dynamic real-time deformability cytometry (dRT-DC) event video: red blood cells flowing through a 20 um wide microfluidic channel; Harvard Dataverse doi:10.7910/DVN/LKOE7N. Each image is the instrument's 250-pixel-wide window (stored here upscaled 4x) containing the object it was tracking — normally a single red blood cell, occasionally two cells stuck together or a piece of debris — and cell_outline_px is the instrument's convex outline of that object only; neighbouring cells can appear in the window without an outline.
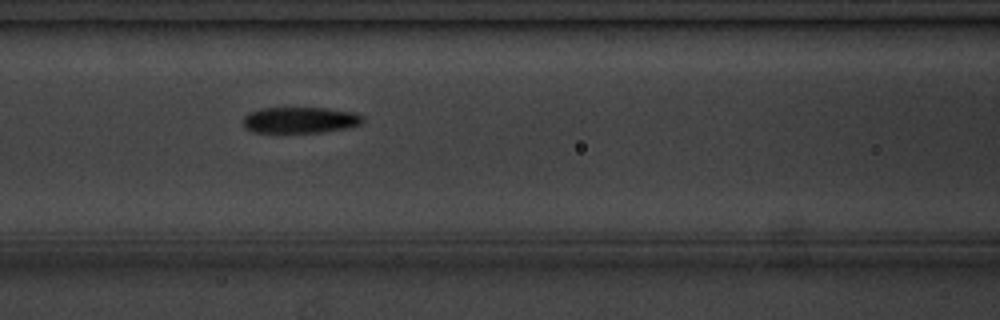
{"species": "common noctule bat (a hibernating species)", "species_latin": "Nyctalus noctula", "temperature_condition": "cold", "stored_images_in_passage": 4, "camera_frame_rate_fps": 3000, "um_per_image_px": 0.085, "animal": {"sex": "male", "body_mass_g": 20.1, "forearm_length_mm": 53.5}, "frame": {"image": 1, "passage_image": 3, "time_ms": 2.0, "image_size_px": [1000, 320], "cell_outline_px": [[364, 124], [348, 128], [320, 132], [252, 132], [244, 128], [244, 116], [248, 112], [260, 108], [328, 108], [356, 112], [364, 116]], "centroid_in_image_um": [25.56, 10.2], "position_along_channel_um": 141.0, "area_um2": 18.5}}